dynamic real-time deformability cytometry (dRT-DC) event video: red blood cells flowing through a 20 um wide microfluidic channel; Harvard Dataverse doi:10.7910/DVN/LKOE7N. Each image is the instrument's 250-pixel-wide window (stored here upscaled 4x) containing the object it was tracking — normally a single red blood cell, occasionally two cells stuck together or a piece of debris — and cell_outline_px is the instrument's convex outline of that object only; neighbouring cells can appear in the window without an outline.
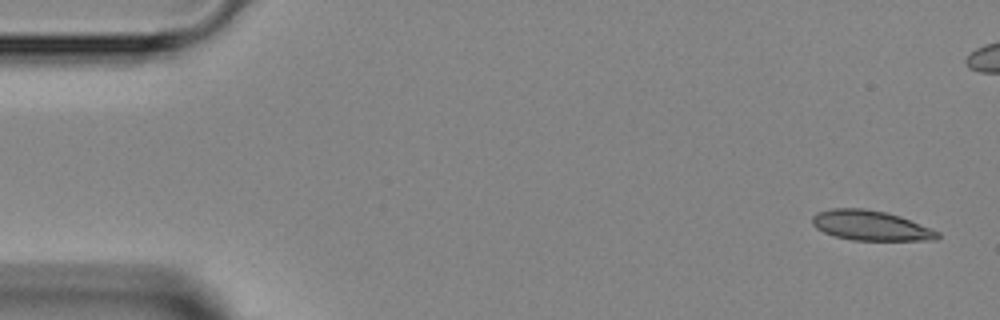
{"species": "Egyptian fruit bat (a non-hibernating species)", "species_latin": "Rousettus aegyptiacus", "temperature_condition": "room temperature", "stored_images_in_passage": 5, "camera_frame_rate_fps": 3000, "um_per_image_px": 0.085, "animal": {"sex": "female"}, "frame": {"image": 1, "passage_image": 1, "time_ms": 0.0, "image_size_px": [1000, 320], "cell_outline_px": [[940, 236], [936, 240], [852, 240], [836, 236], [824, 232], [816, 228], [812, 224], [812, 216], [816, 212], [832, 208], [864, 208], [884, 212], [900, 216], [940, 232]], "centroid_in_image_um": [73.99, 19.16], "position_along_channel_um": 11.0, "area_um2": 21.79}}
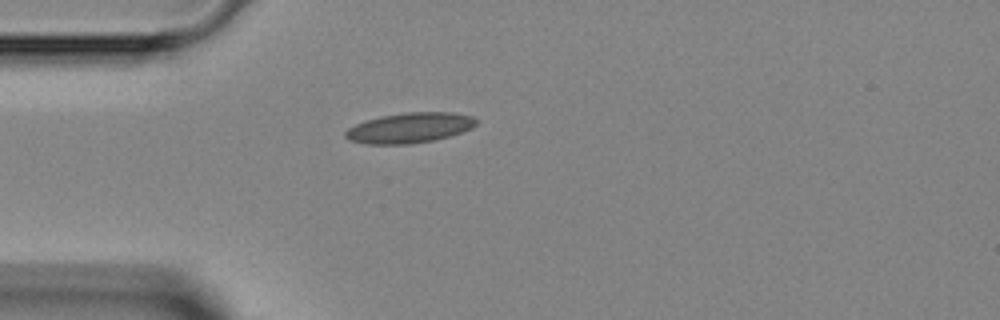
{"frame": {"image": 2, "passage_image": 5, "time_ms": 5.333, "image_size_px": [1000, 320], "cell_outline_px": [[480, 120], [472, 128], [448, 136], [432, 140], [408, 144], [368, 144], [348, 140], [344, 136], [344, 132], [348, 128], [364, 120], [380, 116], [404, 112], [452, 112], [472, 116]], "centroid_in_image_um": [34.8, 10.85], "position_along_channel_um": 50.2, "area_um2": 23.12}}